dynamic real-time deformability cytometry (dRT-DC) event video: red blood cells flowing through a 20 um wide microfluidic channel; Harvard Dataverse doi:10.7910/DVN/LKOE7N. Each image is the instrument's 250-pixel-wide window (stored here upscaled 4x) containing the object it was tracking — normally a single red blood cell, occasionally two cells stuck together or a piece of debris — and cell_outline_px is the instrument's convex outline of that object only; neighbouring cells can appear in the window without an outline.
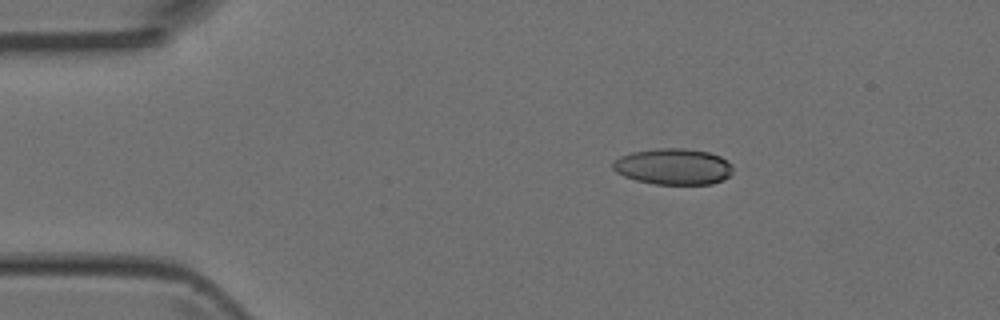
{"species": "Egyptian fruit bat (a non-hibernating species)", "species_latin": "Rousettus aegyptiacus", "temperature_condition": "room temperature", "stored_images_in_passage": 5, "camera_frame_rate_fps": 3000, "um_per_image_px": 0.085, "animal": {"sex": "female"}, "frame": {"image": 1, "passage_image": 3, "time_ms": 2.333, "image_size_px": [1000, 320], "cell_outline_px": [[732, 172], [724, 180], [712, 184], [656, 184], [636, 180], [624, 176], [616, 172], [612, 168], [612, 164], [620, 156], [632, 152], [656, 148], [684, 148], [708, 152], [720, 156], [732, 164]], "centroid_in_image_um": [57.24, 14.16], "position_along_channel_um": 27.8, "area_um2": 25.32}}
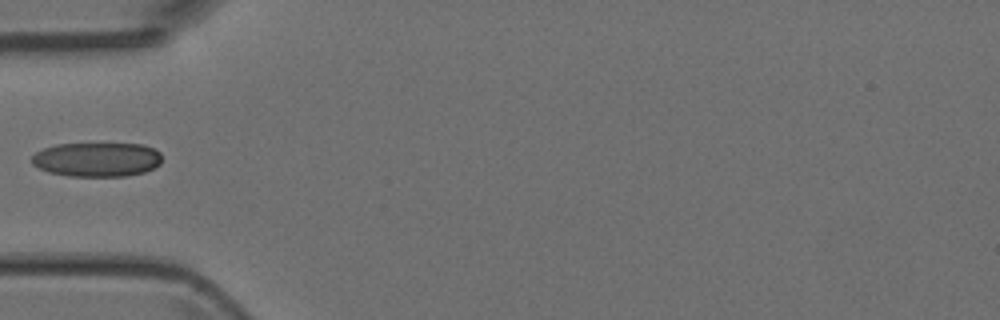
{"frame": {"image": 2, "passage_image": 5, "time_ms": 5.0, "image_size_px": [1000, 320], "cell_outline_px": [[160, 164], [144, 172], [124, 176], [68, 176], [48, 172], [32, 164], [32, 156], [36, 152], [44, 148], [56, 144], [140, 144], [152, 148], [160, 152]], "centroid_in_image_um": [8.21, 13.56], "position_along_channel_um": 76.8, "area_um2": 25.84}}